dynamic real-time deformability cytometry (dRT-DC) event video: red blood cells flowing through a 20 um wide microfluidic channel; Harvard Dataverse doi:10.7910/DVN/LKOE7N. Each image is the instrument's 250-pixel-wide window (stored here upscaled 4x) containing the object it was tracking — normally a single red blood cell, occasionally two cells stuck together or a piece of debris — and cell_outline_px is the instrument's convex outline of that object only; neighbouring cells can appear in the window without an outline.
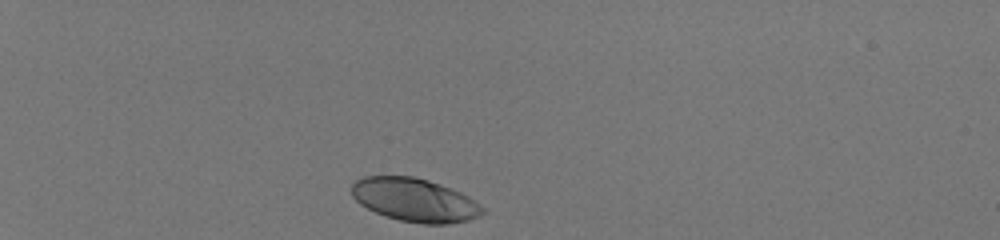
{"species": "human", "species_latin": "Homo sapiens", "temperature_condition": "room temperature", "stored_images_in_passage": 33, "camera_frame_rate_fps": 3000, "um_per_image_px": 0.085, "donor": {"sex": "male"}, "frame": {"image": 1, "passage_image": 1, "time_ms": 0.0, "image_size_px": [1000, 240], "cell_outline_px": [[488, 212], [480, 216], [468, 220], [448, 224], [424, 224], [400, 220], [384, 216], [360, 204], [352, 196], [352, 184], [356, 180], [364, 176], [412, 176], [428, 180], [440, 184], [460, 192], [468, 196], [480, 204]], "centroid_in_image_um": [35.28, 17.0], "position_along_channel_um": 49.7, "area_um2": 33.18}}
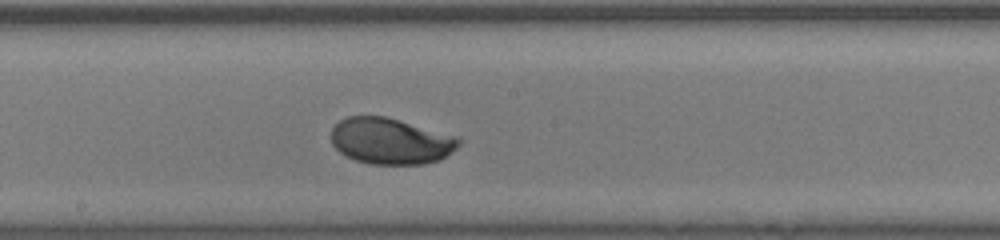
{"frame": {"image": 2, "passage_image": 18, "time_ms": 5.667, "image_size_px": [1000, 240], "cell_outline_px": [[460, 144], [452, 152], [440, 160], [424, 164], [368, 164], [344, 156], [332, 144], [332, 128], [340, 120], [348, 116], [384, 116], [400, 120], [460, 136]], "centroid_in_image_um": [33.23, 11.99], "position_along_channel_um": 215.0, "area_um2": 34.62}}
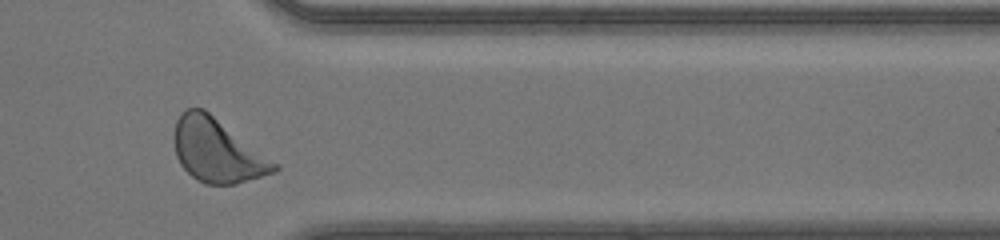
{"frame": {"image": 3, "passage_image": 31, "time_ms": 10.0, "image_size_px": [1000, 240], "cell_outline_px": [[280, 168], [276, 172], [236, 184], [204, 184], [196, 180], [180, 164], [176, 156], [172, 140], [172, 136], [176, 120], [180, 112], [184, 108], [204, 108], [280, 164]], "centroid_in_image_um": [18.45, 12.78], "position_along_channel_um": 392.9, "area_um2": 37.69}, "authors_computed_cell_mechanics": {"area_um2": 34.5066, "velocity_mm_per_s": 4.1141, "shape_relaxation_time_tau1_ms": 1.4995, "shape_relaxation_time_tau2_ms": null, "deformation_change_tau1": 0.1298, "deformation_change_tau2": null}}